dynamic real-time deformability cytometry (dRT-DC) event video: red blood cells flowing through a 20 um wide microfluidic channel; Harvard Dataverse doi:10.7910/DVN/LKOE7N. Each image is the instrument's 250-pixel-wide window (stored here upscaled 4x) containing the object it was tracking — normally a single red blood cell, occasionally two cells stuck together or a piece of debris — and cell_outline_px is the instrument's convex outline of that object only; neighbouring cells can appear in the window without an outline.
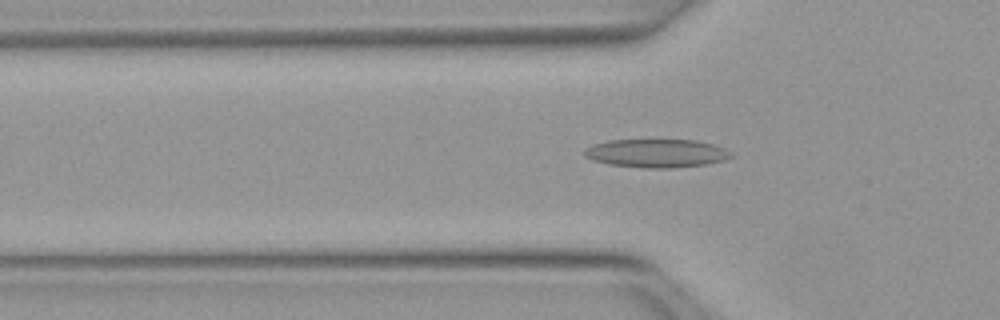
{"species": "Egyptian fruit bat (a non-hibernating species)", "species_latin": "Rousettus aegyptiacus", "temperature_condition": "warm", "stored_images_in_passage": 44, "camera_frame_rate_fps": 3000, "um_per_image_px": 0.085, "animal": {"sex": "female"}, "frame": {"image": 1, "passage_image": 10, "time_ms": 3.0, "image_size_px": [1000, 320], "cell_outline_px": [[732, 156], [724, 160], [704, 164], [672, 168], [644, 168], [608, 164], [592, 160], [584, 156], [584, 148], [592, 144], [608, 140], [696, 140], [712, 144], [724, 148], [732, 152]], "centroid_in_image_um": [55.75, 13.02], "position_along_channel_um": 70.0, "area_um2": 24.33}}
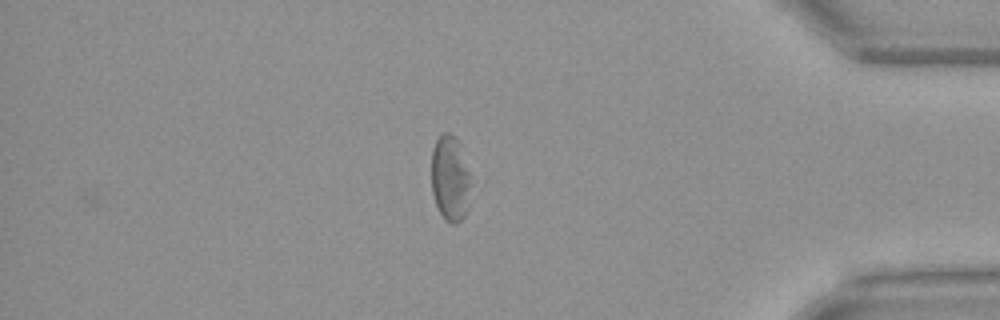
{"frame": {"image": 2, "passage_image": 37, "time_ms": 12.0, "image_size_px": [1000, 320], "cell_outline_px": [[468, 208], [464, 216], [456, 224], [452, 224], [444, 220], [436, 204], [432, 192], [432, 148], [436, 140], [444, 132], [448, 132], [456, 136], [460, 144], [468, 172]], "centroid_in_image_um": [38.23, 15.15], "position_along_channel_um": 397.0, "area_um2": 19.36}}
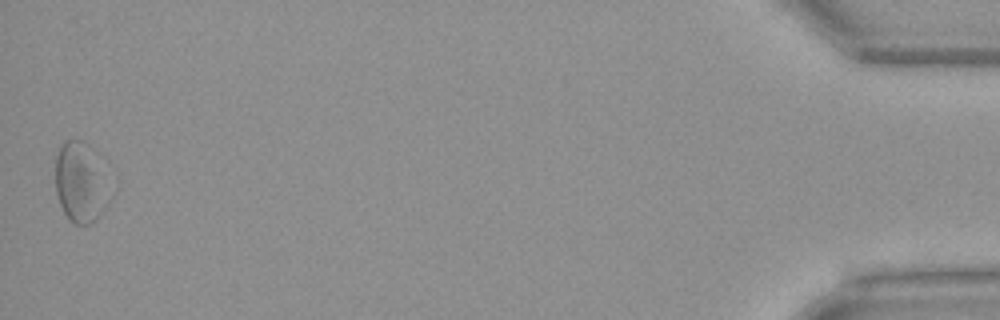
{"frame": {"image": 3, "passage_image": 44, "time_ms": 14.333, "image_size_px": [1000, 320], "cell_outline_px": [[112, 196], [108, 204], [96, 220], [92, 224], [76, 224], [64, 212], [60, 204], [56, 192], [56, 156], [64, 140], [80, 140]], "centroid_in_image_um": [6.77, 15.66], "position_along_channel_um": 428.4, "area_um2": 23.52}, "authors_computed_cell_mechanics": {"area_um2": 22.1374, "velocity_mm_per_s": 3.9979, "shape_relaxation_time_tau1_ms": null, "shape_relaxation_time_tau2_ms": 6.3227, "deformation_change_tau1": null, "deformation_change_tau2": 0.1807}}